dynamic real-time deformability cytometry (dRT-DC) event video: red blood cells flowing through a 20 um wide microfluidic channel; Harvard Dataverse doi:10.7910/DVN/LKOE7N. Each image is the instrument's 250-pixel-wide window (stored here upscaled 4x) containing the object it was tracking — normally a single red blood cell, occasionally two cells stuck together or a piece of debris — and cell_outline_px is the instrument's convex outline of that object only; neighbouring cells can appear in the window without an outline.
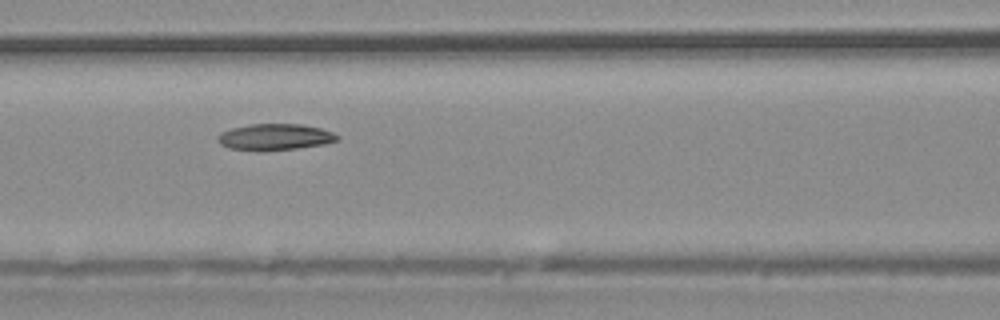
{"species": "common noctule bat (a hibernating species)", "species_latin": "Nyctalus noctula", "temperature_condition": "warm", "stored_images_in_passage": 39, "camera_frame_rate_fps": 3000, "um_per_image_px": 0.085, "animal": {"sex": "male", "body_mass_g": 20.4}, "frame": {"image": 1, "passage_image": 17, "time_ms": 5.333, "image_size_px": [1000, 320], "cell_outline_px": [[340, 140], [324, 144], [296, 148], [260, 152], [256, 152], [228, 148], [220, 144], [216, 140], [216, 136], [220, 132], [232, 128], [248, 124], [300, 124], [320, 128], [332, 132], [340, 136]], "centroid_in_image_um": [23.32, 11.66], "position_along_channel_um": 143.3, "area_um2": 18.73}}
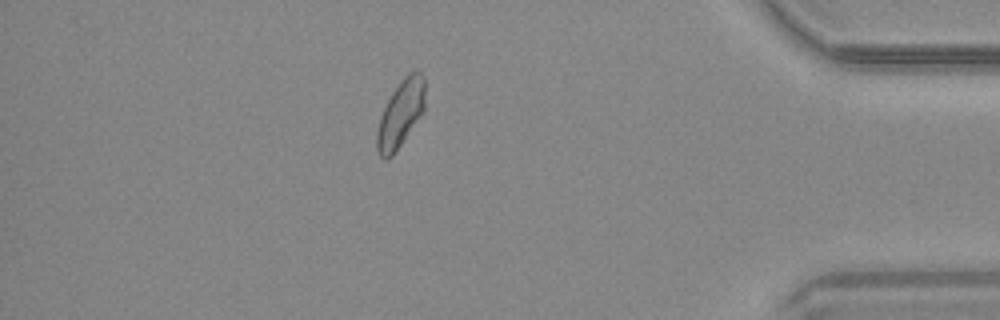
{"frame": {"image": 2, "passage_image": 34, "time_ms": 11.0, "image_size_px": [1000, 320], "cell_outline_px": [[424, 112], [392, 156], [388, 160], [384, 160], [380, 156], [376, 148], [376, 132], [380, 116], [392, 92], [404, 76], [408, 72], [416, 68], [420, 72], [424, 80]], "centroid_in_image_um": [34.04, 9.67], "position_along_channel_um": 401.2, "area_um2": 18.84}}